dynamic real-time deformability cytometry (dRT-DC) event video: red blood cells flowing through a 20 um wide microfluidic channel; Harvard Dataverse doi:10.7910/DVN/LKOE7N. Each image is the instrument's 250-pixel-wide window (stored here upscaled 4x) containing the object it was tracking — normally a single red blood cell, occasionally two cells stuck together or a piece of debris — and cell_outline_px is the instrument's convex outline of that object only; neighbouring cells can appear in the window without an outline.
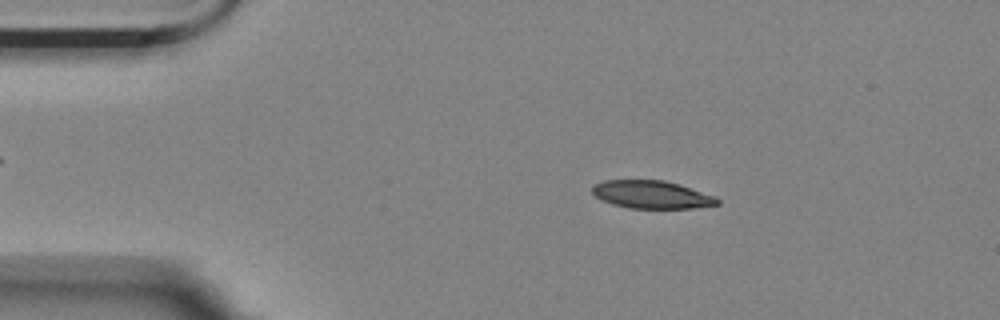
{"species": "Egyptian fruit bat (a non-hibernating species)", "species_latin": "Rousettus aegyptiacus", "temperature_condition": "room temperature", "stored_images_in_passage": 55, "camera_frame_rate_fps": 3000, "um_per_image_px": 0.085, "animal": {"sex": "female"}, "frame": {"image": 1, "passage_image": 9, "time_ms": 2.667, "image_size_px": [1000, 320], "cell_outline_px": [[720, 204], [692, 208], [628, 208], [612, 204], [600, 200], [592, 192], [592, 188], [596, 184], [604, 180], [664, 180], [680, 184], [716, 196], [720, 200]], "centroid_in_image_um": [55.42, 16.54], "position_along_channel_um": 29.6, "area_um2": 20.4}}
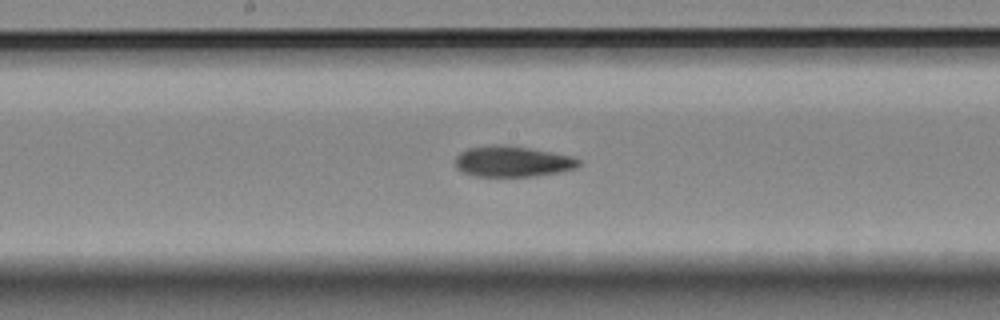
{"frame": {"image": 2, "passage_image": 28, "time_ms": 9.0, "image_size_px": [1000, 320], "cell_outline_px": [[580, 164], [576, 168], [536, 176], [472, 176], [460, 172], [456, 168], [456, 156], [460, 152], [468, 148], [528, 148], [576, 156], [580, 160]], "centroid_in_image_um": [43.6, 13.78], "position_along_channel_um": 204.6, "area_um2": 21.33}}
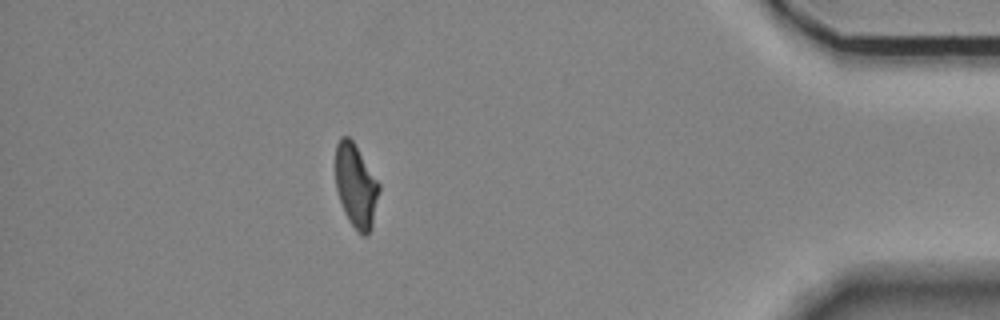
{"frame": {"image": 3, "passage_image": 49, "time_ms": 16.0, "image_size_px": [1000, 320], "cell_outline_px": [[380, 192], [372, 228], [368, 236], [364, 236], [356, 232], [348, 220], [344, 212], [336, 188], [336, 144], [340, 136], [348, 136], [352, 140], [380, 184]], "centroid_in_image_um": [30.27, 15.85], "position_along_channel_um": 404.9, "area_um2": 21.39}, "authors_computed_cell_mechanics": {"area_um2": 22.1374, "velocity_mm_per_s": 3.5298, "shape_relaxation_time_tau1_ms": 8.0644, "shape_relaxation_time_tau2_ms": null, "deformation_change_tau1": 0.1871, "deformation_change_tau2": null}}